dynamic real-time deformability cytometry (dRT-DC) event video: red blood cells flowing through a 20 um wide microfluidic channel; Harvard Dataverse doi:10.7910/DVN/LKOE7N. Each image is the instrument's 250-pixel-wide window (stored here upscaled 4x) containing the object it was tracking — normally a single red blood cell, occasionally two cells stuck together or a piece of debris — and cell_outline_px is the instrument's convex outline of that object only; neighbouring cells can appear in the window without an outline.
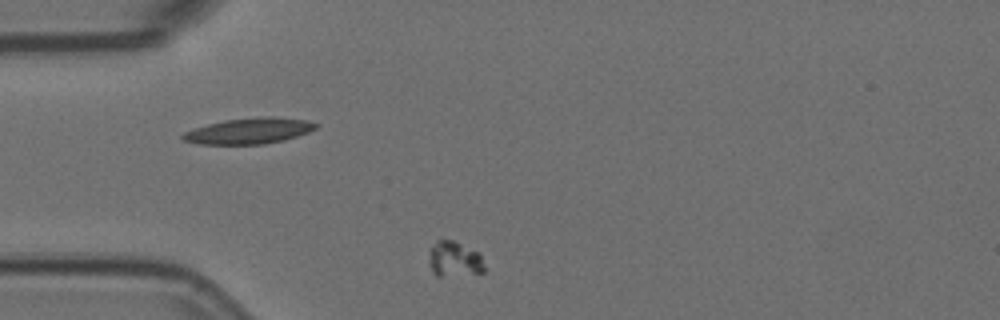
{"species": "Egyptian fruit bat (a non-hibernating species)", "species_latin": "Rousettus aegyptiacus", "temperature_condition": "room temperature", "stored_images_in_passage": 42, "camera_frame_rate_fps": 3000, "um_per_image_px": 0.085, "animal": {"sex": "female"}, "frame": {"image": 1, "passage_image": 2, "time_ms": 0.333, "image_size_px": [1000, 320], "cell_outline_px": [[484, 272], [440, 276], [436, 276], [432, 272], [428, 252], [428, 248], [436, 240], [452, 240], [480, 252], [484, 268]], "centroid_in_image_um": [38.58, 22.0], "position_along_channel_um": 46.4, "area_um2": 11.44}}
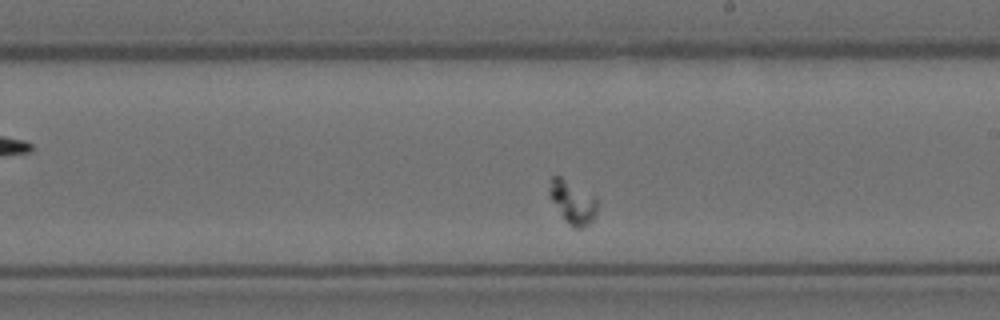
{"frame": {"image": 2, "passage_image": 21, "time_ms": 6.667, "image_size_px": [1000, 320], "cell_outline_px": [[596, 212], [592, 220], [584, 228], [576, 228], [568, 224], [564, 220], [548, 196], [548, 188], [552, 176], [560, 176], [596, 196]], "centroid_in_image_um": [48.64, 17.18], "position_along_channel_um": 240.4, "area_um2": 12.08}}
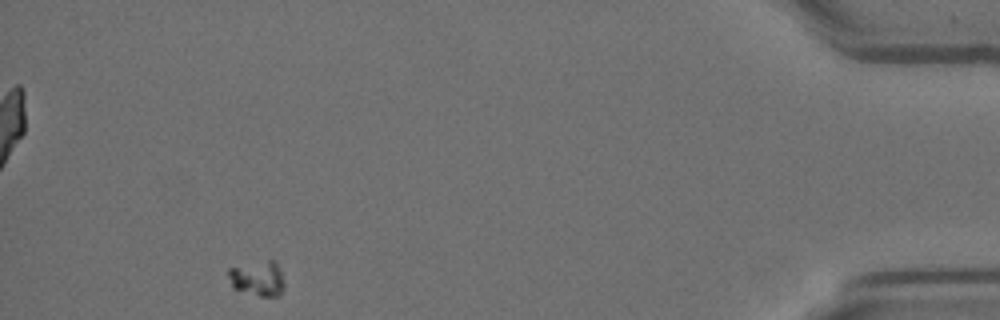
{"frame": {"image": 3, "passage_image": 42, "time_ms": 13.667, "image_size_px": [1000, 320], "cell_outline_px": [[284, 288], [280, 296], [260, 296], [232, 288], [228, 276], [228, 268], [268, 260], [272, 260], [276, 264], [280, 272], [284, 284]], "centroid_in_image_um": [21.88, 23.69], "position_along_channel_um": 413.3, "area_um2": 11.27}}